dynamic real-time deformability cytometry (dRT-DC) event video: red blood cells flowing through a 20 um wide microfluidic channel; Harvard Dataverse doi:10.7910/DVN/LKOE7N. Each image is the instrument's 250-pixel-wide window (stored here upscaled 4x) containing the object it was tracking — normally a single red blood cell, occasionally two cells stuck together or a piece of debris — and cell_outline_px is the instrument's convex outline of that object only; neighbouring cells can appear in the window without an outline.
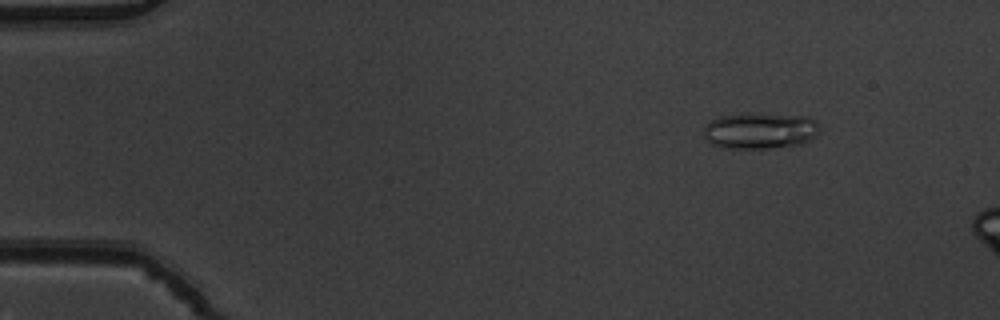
{"species": "common noctule bat (a hibernating species)", "species_latin": "Nyctalus noctula", "temperature_condition": "warm", "stored_images_in_passage": 9, "camera_frame_rate_fps": 3000, "um_per_image_px": 0.085, "animal": {"sex": "male", "body_mass_g": 19.5, "forearm_length_mm": 54.6}, "frame": {"image": 1, "passage_image": 2, "time_ms": 0.333, "image_size_px": [1000, 320], "cell_outline_px": [[820, 132], [816, 136], [800, 144], [768, 148], [720, 148], [712, 144], [704, 136], [704, 128], [712, 120], [720, 116], [748, 112], [760, 112], [804, 116], [816, 120], [820, 128]], "centroid_in_image_um": [64.62, 11.08], "position_along_channel_um": 20.4, "area_um2": 24.85}}
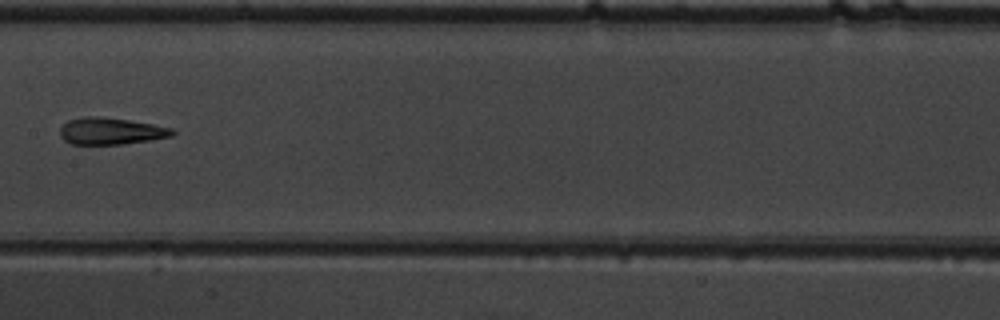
{"frame": {"image": 2, "passage_image": 8, "time_ms": 2.333, "image_size_px": [1000, 320], "cell_outline_px": [[176, 132], [172, 136], [152, 140], [120, 144], [72, 144], [64, 140], [60, 136], [60, 128], [68, 120], [84, 116], [96, 116], [128, 120], [152, 124], [172, 128]], "centroid_in_image_um": [9.42, 11.14], "position_along_channel_um": 198.0, "area_um2": 17.51}}
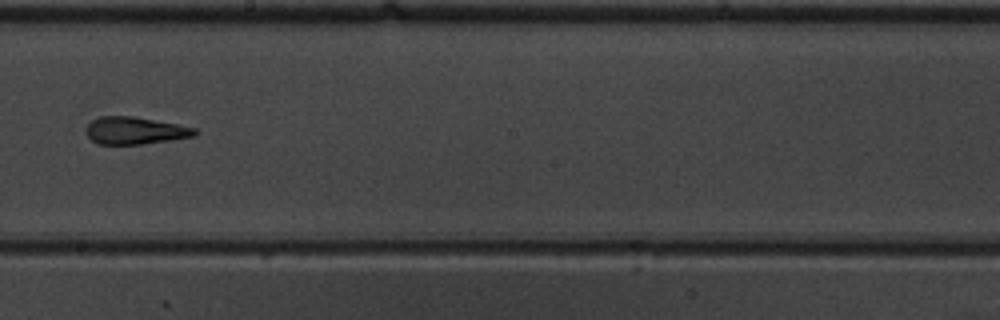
{"frame": {"image": 3, "passage_image": 9, "time_ms": 2.667, "image_size_px": [1000, 320], "cell_outline_px": [[200, 132], [192, 136], [172, 140], [140, 144], [100, 144], [92, 140], [84, 132], [84, 128], [92, 120], [100, 116], [132, 116], [176, 124], [196, 128]], "centroid_in_image_um": [11.45, 11.1], "position_along_channel_um": 236.8, "area_um2": 17.28}}